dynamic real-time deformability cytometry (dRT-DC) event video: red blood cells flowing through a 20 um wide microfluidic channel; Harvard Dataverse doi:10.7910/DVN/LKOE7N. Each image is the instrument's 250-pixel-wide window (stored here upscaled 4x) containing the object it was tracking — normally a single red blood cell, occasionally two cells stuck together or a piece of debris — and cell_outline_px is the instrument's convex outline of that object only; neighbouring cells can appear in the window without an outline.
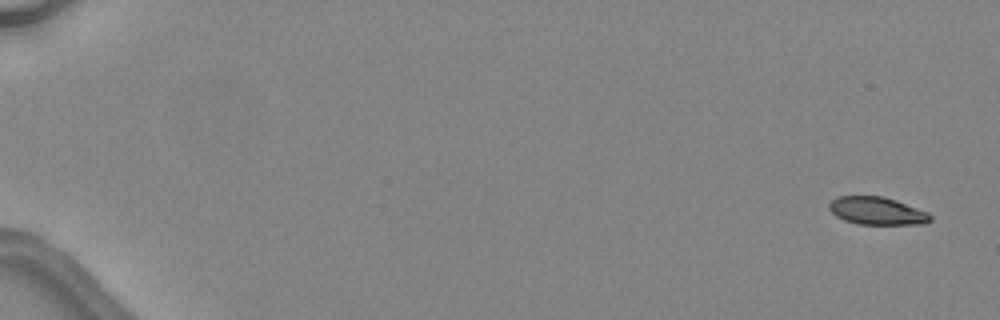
{"species": "common noctule bat (a hibernating species)", "species_latin": "Nyctalus noctula", "temperature_condition": "warm", "stored_images_in_passage": 5, "camera_frame_rate_fps": 3000, "um_per_image_px": 0.085, "animal": {"sex": "female", "body_mass_g": 24.6, "forearm_length_mm": 56.2}, "frame": {"image": 1, "passage_image": 1, "time_ms": 0.0, "image_size_px": [1000, 320], "cell_outline_px": [[932, 220], [924, 224], [856, 224], [844, 220], [836, 216], [828, 208], [828, 204], [836, 196], [884, 196], [896, 200], [928, 212], [932, 216]], "centroid_in_image_um": [74.54, 17.92], "position_along_channel_um": 10.5, "area_um2": 16.47}}
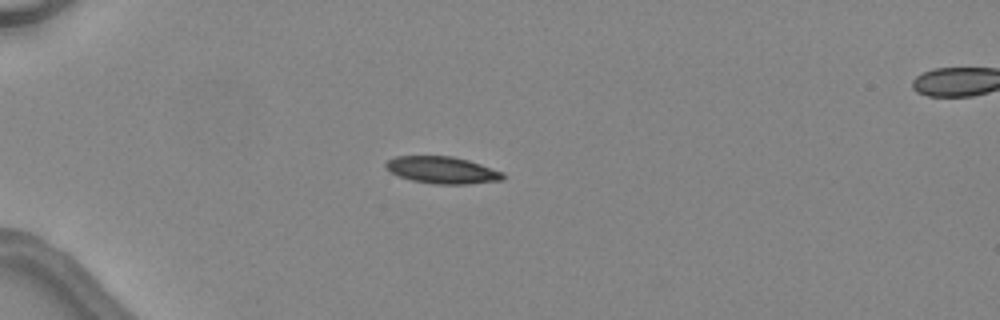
{"frame": {"image": 2, "passage_image": 4, "time_ms": 4.333, "image_size_px": [1000, 320], "cell_outline_px": [[504, 180], [468, 184], [436, 184], [412, 180], [400, 176], [384, 168], [384, 164], [388, 160], [396, 156], [452, 156], [468, 160], [504, 172]], "centroid_in_image_um": [37.6, 14.45], "position_along_channel_um": 47.4, "area_um2": 18.38}}